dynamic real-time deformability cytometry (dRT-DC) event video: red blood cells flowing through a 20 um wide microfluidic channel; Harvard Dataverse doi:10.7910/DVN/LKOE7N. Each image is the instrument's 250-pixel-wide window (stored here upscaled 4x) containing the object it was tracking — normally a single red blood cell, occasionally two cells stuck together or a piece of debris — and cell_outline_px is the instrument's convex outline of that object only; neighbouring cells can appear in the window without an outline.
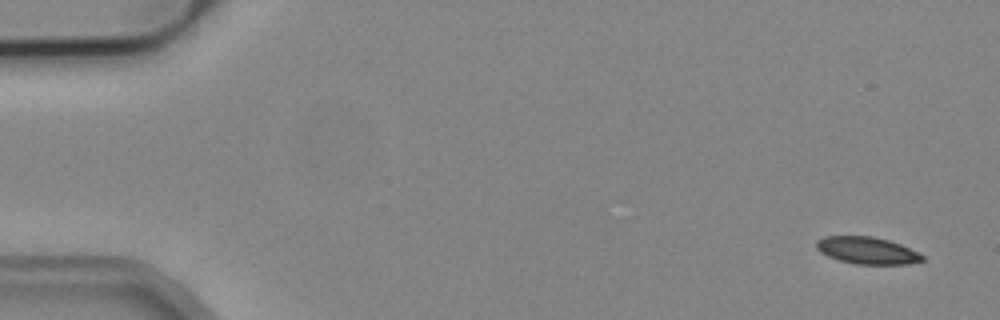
{"species": "common noctule bat (a hibernating species)", "species_latin": "Nyctalus noctula", "temperature_condition": "cold", "stored_images_in_passage": 5, "camera_frame_rate_fps": 3000, "um_per_image_px": 0.085, "animal": {"sex": "male", "body_mass_g": 19.2, "forearm_length_mm": 51.8}, "frame": {"image": 1, "passage_image": 1, "time_ms": 0.0, "image_size_px": [1000, 320], "cell_outline_px": [[924, 260], [908, 264], [856, 264], [840, 260], [828, 256], [820, 252], [816, 248], [816, 240], [824, 236], [872, 236], [888, 240], [900, 244], [924, 256]], "centroid_in_image_um": [73.67, 21.28], "position_along_channel_um": 11.3, "area_um2": 16.59}}